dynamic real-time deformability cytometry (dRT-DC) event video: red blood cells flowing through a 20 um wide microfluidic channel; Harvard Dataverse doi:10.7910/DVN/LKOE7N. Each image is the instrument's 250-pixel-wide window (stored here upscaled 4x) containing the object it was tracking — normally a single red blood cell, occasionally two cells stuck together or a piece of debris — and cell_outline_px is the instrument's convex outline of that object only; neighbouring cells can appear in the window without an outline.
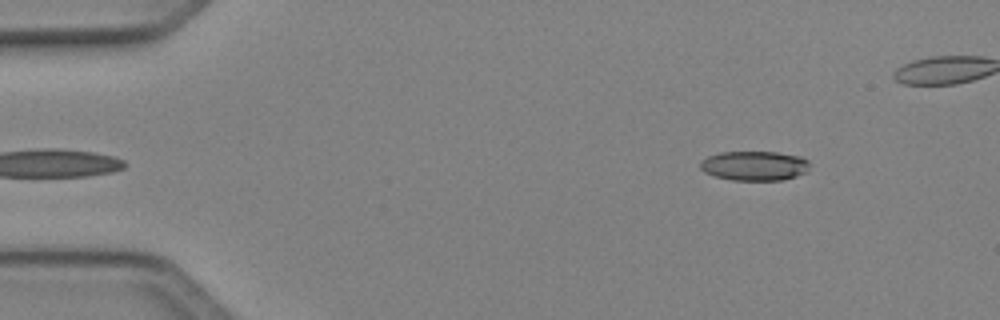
{"species": "Egyptian fruit bat (a non-hibernating species)", "species_latin": "Rousettus aegyptiacus", "temperature_condition": "cold", "stored_images_in_passage": 8, "camera_frame_rate_fps": 3000, "um_per_image_px": 0.085, "animal": {"sex": "female"}, "frame": {"image": 1, "passage_image": 1, "time_ms": 0.0, "image_size_px": [1000, 320], "cell_outline_px": [[808, 172], [784, 180], [732, 180], [712, 176], [704, 172], [700, 168], [700, 160], [708, 156], [720, 152], [776, 152], [800, 156], [808, 160]], "centroid_in_image_um": [64.11, 14.09], "position_along_channel_um": 20.9, "area_um2": 19.02}}